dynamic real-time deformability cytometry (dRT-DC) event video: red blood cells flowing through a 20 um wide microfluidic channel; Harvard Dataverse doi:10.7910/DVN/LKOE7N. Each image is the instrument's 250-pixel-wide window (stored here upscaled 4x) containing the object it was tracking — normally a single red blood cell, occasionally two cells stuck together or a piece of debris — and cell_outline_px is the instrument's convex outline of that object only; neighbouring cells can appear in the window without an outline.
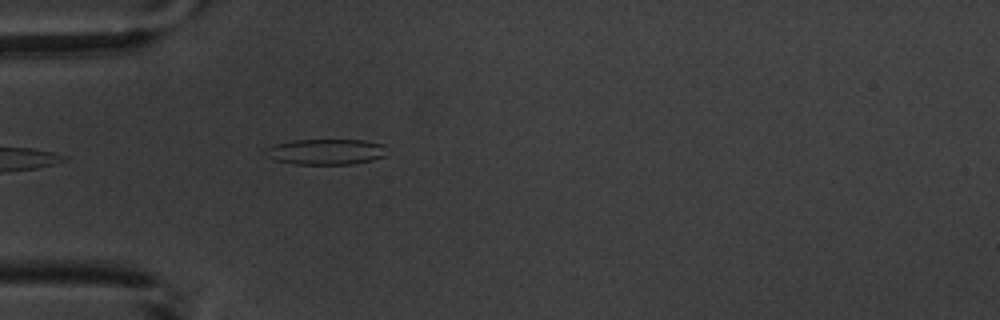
{"species": "common noctule bat (a hibernating species)", "species_latin": "Nyctalus noctula", "temperature_condition": "warm", "stored_images_in_passage": 2, "camera_frame_rate_fps": 3000, "um_per_image_px": 0.085, "animal": {"sex": "male", "body_mass_g": 20.1, "forearm_length_mm": 53.5}, "frame": {"image": 1, "passage_image": 2, "time_ms": 1.333, "image_size_px": [1000, 320], "cell_outline_px": [[384, 156], [372, 160], [352, 164], [296, 164], [272, 160], [268, 156], [264, 148], [276, 144], [292, 140], [364, 140], [384, 144]], "centroid_in_image_um": [27.67, 12.9], "position_along_channel_um": 57.3, "area_um2": 18.09}}